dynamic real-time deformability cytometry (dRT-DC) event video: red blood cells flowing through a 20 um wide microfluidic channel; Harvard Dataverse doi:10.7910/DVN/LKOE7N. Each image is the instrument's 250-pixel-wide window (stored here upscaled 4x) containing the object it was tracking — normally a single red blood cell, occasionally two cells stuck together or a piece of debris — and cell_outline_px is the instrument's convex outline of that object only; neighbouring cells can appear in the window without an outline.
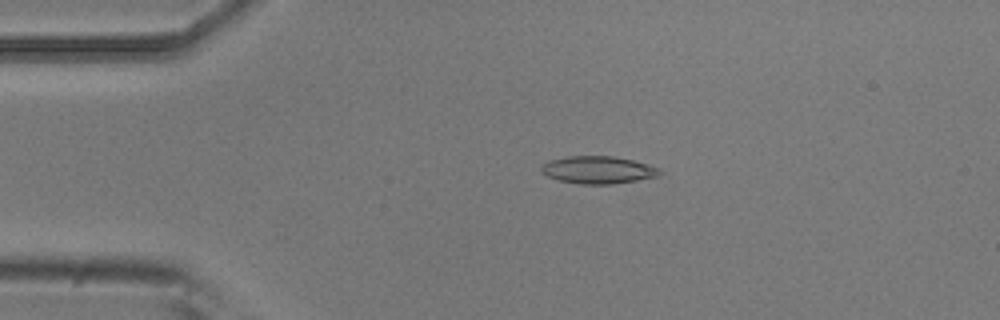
{"species": "common noctule bat (a hibernating species)", "species_latin": "Nyctalus noctula", "temperature_condition": "room temperature", "stored_images_in_passage": 6, "camera_frame_rate_fps": 3000, "um_per_image_px": 0.085, "animal": {"sex": "male", "body_mass_g": 20.5, "forearm_length_mm": 52.5}, "frame": {"image": 1, "passage_image": 2, "time_ms": 0.333, "image_size_px": [1000, 320], "cell_outline_px": [[664, 172], [656, 176], [636, 180], [612, 184], [580, 184], [560, 180], [548, 176], [540, 168], [544, 164], [552, 160], [568, 156], [612, 156], [632, 160], [648, 164]], "centroid_in_image_um": [50.85, 14.44], "position_along_channel_um": 34.1, "area_um2": 18.55}}